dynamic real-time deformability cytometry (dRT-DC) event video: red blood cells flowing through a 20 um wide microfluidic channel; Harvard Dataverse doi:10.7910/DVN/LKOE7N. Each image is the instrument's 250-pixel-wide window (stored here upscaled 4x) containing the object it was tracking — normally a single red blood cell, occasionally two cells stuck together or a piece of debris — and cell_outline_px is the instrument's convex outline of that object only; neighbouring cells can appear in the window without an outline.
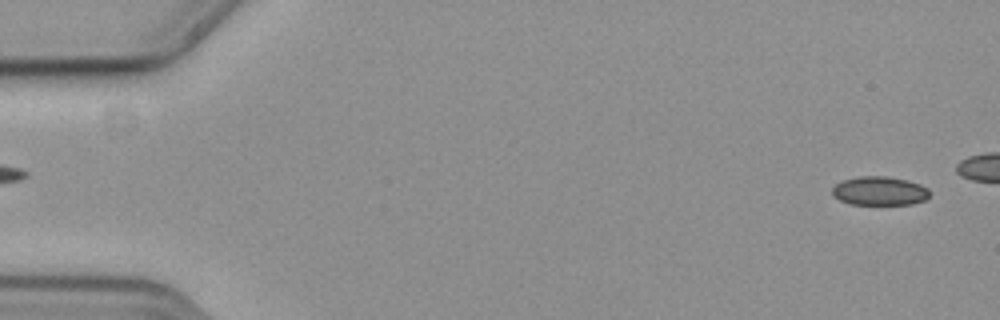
{"species": "common noctule bat (a hibernating species)", "species_latin": "Nyctalus noctula", "temperature_condition": "cold", "stored_images_in_passage": 45, "camera_frame_rate_fps": 3000, "um_per_image_px": 0.085, "animal": {"sex": "female", "body_mass_g": 19.3, "forearm_length_mm": 54.1}, "frame": {"image": 1, "passage_image": 1, "time_ms": 0.0, "image_size_px": [1000, 320], "cell_outline_px": [[928, 196], [924, 200], [912, 204], [848, 204], [832, 196], [832, 188], [836, 184], [844, 180], [860, 176], [884, 176], [904, 180], [920, 184], [928, 188]], "centroid_in_image_um": [74.73, 16.24], "position_along_channel_um": 10.3, "area_um2": 16.18}}
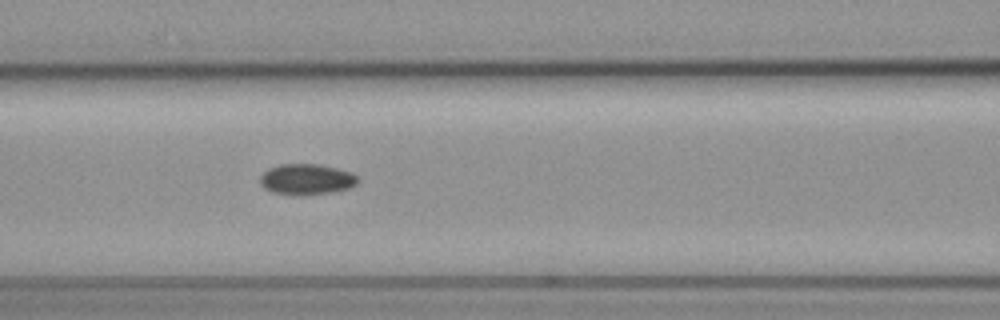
{"frame": {"image": 2, "passage_image": 23, "time_ms": 7.333, "image_size_px": [1000, 320], "cell_outline_px": [[360, 180], [356, 184], [348, 188], [332, 192], [300, 196], [296, 196], [272, 192], [264, 188], [260, 184], [260, 176], [268, 168], [280, 164], [320, 164], [352, 172]], "centroid_in_image_um": [26.04, 15.25], "position_along_channel_um": 140.6, "area_um2": 17.74}}
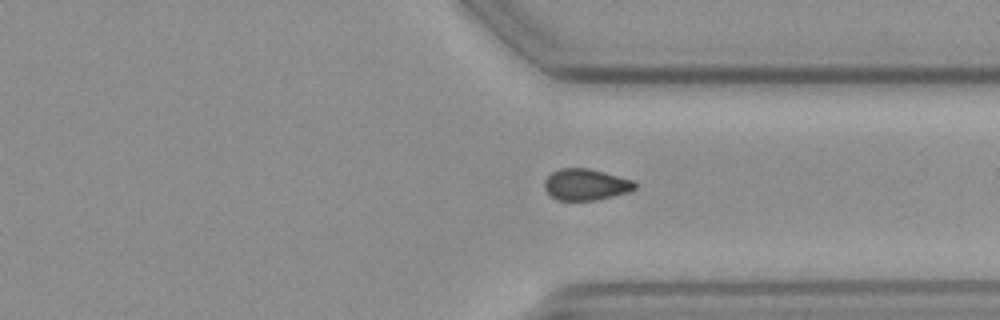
{"frame": {"image": 3, "passage_image": 41, "time_ms": 13.333, "image_size_px": [1000, 320], "cell_outline_px": [[636, 188], [628, 192], [596, 200], [556, 200], [544, 188], [544, 180], [552, 172], [560, 168], [588, 168], [604, 172], [632, 180], [636, 184]], "centroid_in_image_um": [49.77, 15.68], "position_along_channel_um": 361.6, "area_um2": 16.42}}